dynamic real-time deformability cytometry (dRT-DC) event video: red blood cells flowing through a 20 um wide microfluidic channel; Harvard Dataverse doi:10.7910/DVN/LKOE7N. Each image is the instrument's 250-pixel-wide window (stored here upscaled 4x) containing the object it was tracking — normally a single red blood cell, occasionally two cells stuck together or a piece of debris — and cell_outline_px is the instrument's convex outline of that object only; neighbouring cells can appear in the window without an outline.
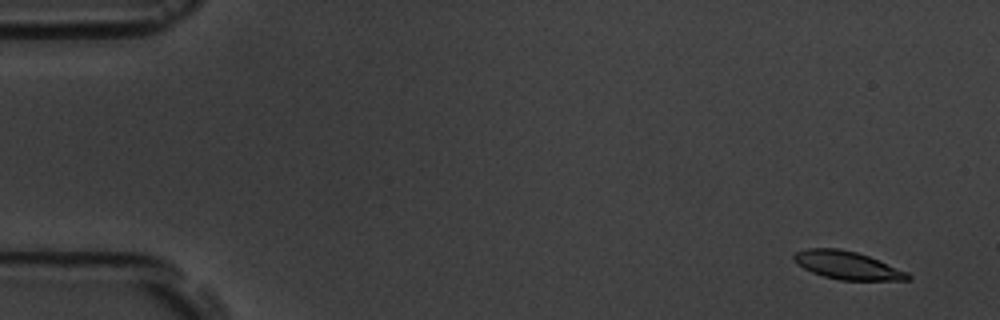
{"species": "common noctule bat (a hibernating species)", "species_latin": "Nyctalus noctula", "temperature_condition": "room temperature", "stored_images_in_passage": 5, "camera_frame_rate_fps": 3000, "um_per_image_px": 0.085, "animal": {"sex": "male", "body_mass_g": 19.5, "forearm_length_mm": 54.6}, "frame": {"image": 1, "passage_image": 1, "time_ms": 0.0, "image_size_px": [1000, 320], "cell_outline_px": [[912, 280], [840, 280], [824, 276], [812, 272], [796, 264], [792, 256], [796, 252], [808, 248], [840, 248], [856, 252], [868, 256], [908, 272], [912, 276]], "centroid_in_image_um": [72.02, 22.55], "position_along_channel_um": 13.0, "area_um2": 18.55}}
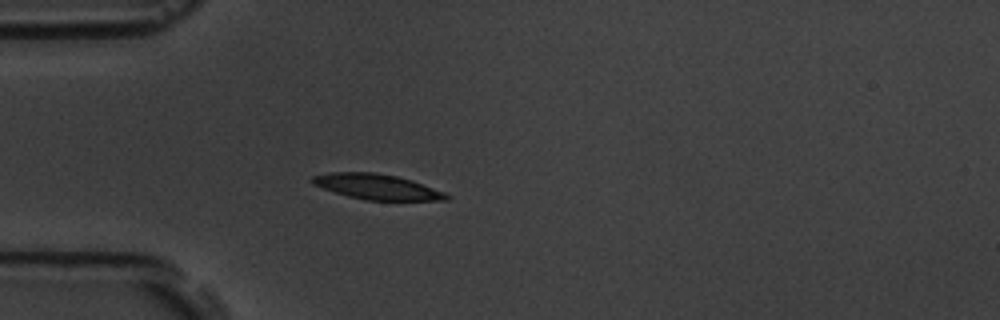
{"frame": {"image": 2, "passage_image": 5, "time_ms": 4.333, "image_size_px": [1000, 320], "cell_outline_px": [[452, 196], [448, 200], [364, 200], [348, 196], [312, 184], [308, 180], [312, 176], [332, 172], [372, 172], [396, 176], [412, 180], [444, 192]], "centroid_in_image_um": [32.03, 15.87], "position_along_channel_um": 53.0, "area_um2": 19.71}}